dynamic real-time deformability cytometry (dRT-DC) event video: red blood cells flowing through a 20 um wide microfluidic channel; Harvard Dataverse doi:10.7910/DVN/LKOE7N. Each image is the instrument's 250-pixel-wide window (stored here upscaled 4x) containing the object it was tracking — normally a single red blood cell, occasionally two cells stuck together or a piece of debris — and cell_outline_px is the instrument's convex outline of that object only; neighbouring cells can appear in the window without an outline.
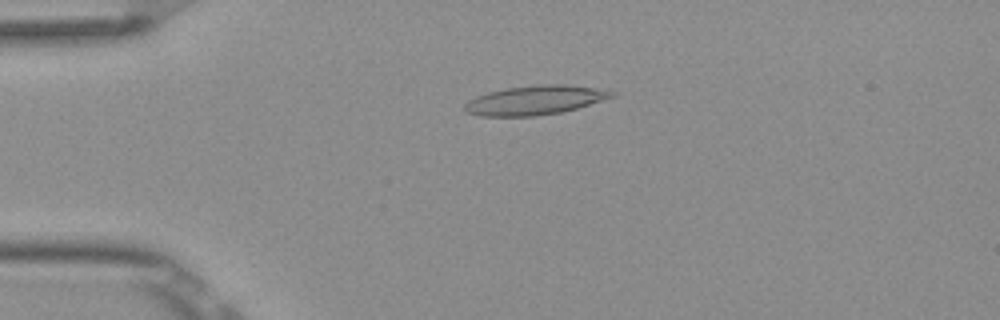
{"species": "Egyptian fruit bat (a non-hibernating species)", "species_latin": "Rousettus aegyptiacus", "temperature_condition": "room temperature", "stored_images_in_passage": 5, "camera_frame_rate_fps": 3000, "um_per_image_px": 0.085, "frame": {"image": 1, "passage_image": 4, "time_ms": 1.0, "image_size_px": [1000, 320], "cell_outline_px": [[616, 96], [576, 108], [560, 112], [536, 116], [480, 116], [464, 112], [464, 104], [468, 100], [476, 96], [488, 92], [504, 88], [540, 84], [564, 84], [596, 88], [616, 92]], "centroid_in_image_um": [45.44, 8.51], "position_along_channel_um": 39.6, "area_um2": 25.09}}